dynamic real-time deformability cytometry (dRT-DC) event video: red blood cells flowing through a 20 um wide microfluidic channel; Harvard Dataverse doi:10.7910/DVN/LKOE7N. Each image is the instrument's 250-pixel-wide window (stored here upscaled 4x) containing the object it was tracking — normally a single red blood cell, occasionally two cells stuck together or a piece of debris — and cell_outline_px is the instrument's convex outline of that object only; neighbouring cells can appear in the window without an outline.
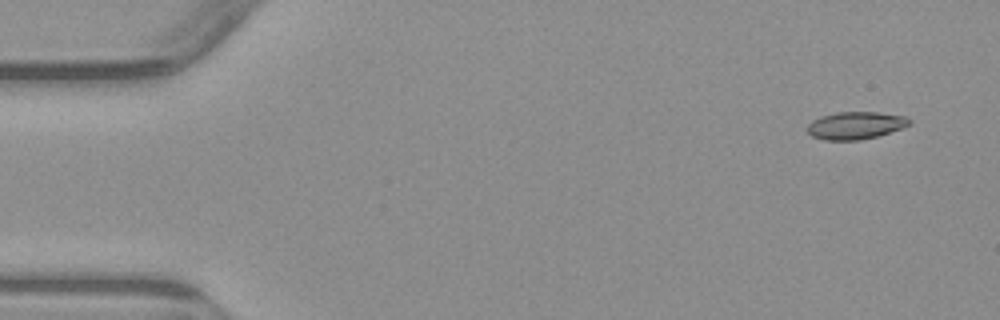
{"species": "common noctule bat (a hibernating species)", "species_latin": "Nyctalus noctula", "temperature_condition": "warm", "stored_images_in_passage": 4, "camera_frame_rate_fps": 3000, "um_per_image_px": 0.085, "animal": {"sex": "male", "body_mass_g": 23.1, "forearm_length_mm": 52.7}, "frame": {"image": 1, "passage_image": 1, "time_ms": 0.0, "image_size_px": [1000, 320], "cell_outline_px": [[912, 124], [876, 136], [860, 140], [824, 140], [812, 136], [808, 132], [808, 124], [812, 120], [820, 116], [836, 112], [880, 112], [908, 116], [912, 120]], "centroid_in_image_um": [72.74, 10.64], "position_along_channel_um": 12.3, "area_um2": 16.42}}
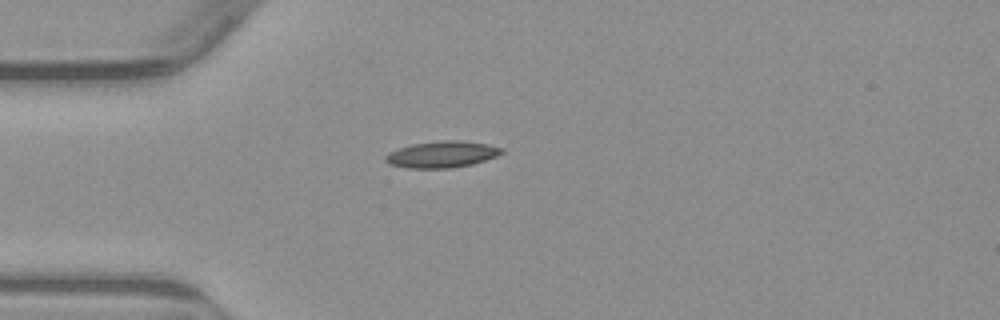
{"frame": {"image": 2, "passage_image": 3, "time_ms": 3.667, "image_size_px": [1000, 320], "cell_outline_px": [[504, 152], [496, 156], [472, 164], [452, 168], [408, 168], [388, 164], [384, 160], [384, 156], [388, 152], [412, 144], [440, 140], [460, 140], [488, 144], [504, 148]], "centroid_in_image_um": [37.55, 13.12], "position_along_channel_um": 47.4, "area_um2": 18.03}}